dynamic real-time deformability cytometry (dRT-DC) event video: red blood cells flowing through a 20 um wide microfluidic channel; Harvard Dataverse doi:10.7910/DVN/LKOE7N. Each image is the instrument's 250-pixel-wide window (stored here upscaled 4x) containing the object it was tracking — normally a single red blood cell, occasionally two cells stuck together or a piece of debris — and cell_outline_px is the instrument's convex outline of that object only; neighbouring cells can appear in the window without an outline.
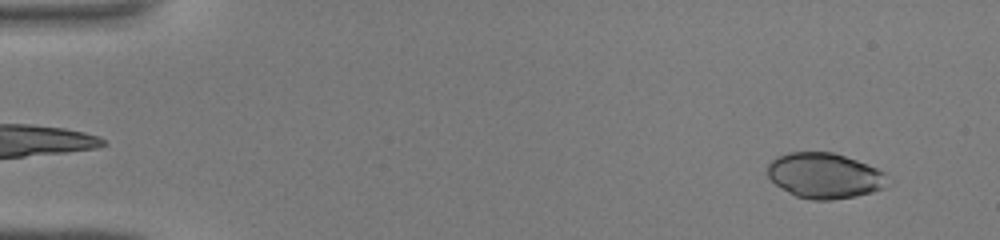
{"species": "common noctule bat (a hibernating species)", "species_latin": "Nyctalus noctula", "temperature_condition": "warm", "stored_images_in_passage": 43, "camera_frame_rate_fps": 3000, "um_per_image_px": 0.085, "animal": {"sex": "male", "body_mass_g": 19.0, "forearm_length_mm": 50.8}, "frame": {"image": 1, "passage_image": 3, "time_ms": 0.667, "image_size_px": [1000, 240], "cell_outline_px": [[892, 180], [884, 188], [872, 192], [856, 196], [832, 200], [812, 200], [796, 196], [788, 192], [776, 184], [768, 176], [768, 164], [776, 156], [788, 152], [832, 152], [856, 160], [876, 168], [884, 172]], "centroid_in_image_um": [70.12, 14.93], "position_along_channel_um": 14.9, "area_um2": 31.91}}